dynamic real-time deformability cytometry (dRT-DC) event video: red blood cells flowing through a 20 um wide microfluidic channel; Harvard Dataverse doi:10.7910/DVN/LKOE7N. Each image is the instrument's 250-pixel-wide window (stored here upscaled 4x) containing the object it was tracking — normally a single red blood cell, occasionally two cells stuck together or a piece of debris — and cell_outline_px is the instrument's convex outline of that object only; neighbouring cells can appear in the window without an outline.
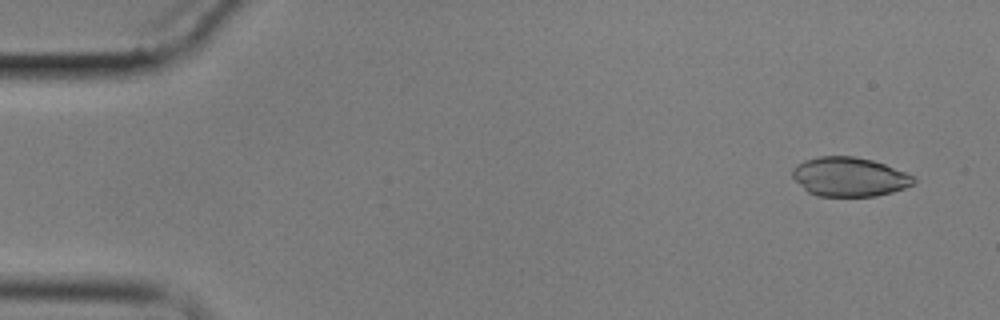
{"species": "common noctule bat (a hibernating species)", "species_latin": "Nyctalus noctula", "temperature_condition": "cold", "stored_images_in_passage": 6, "camera_frame_rate_fps": 3000, "um_per_image_px": 0.085, "animal": {"sex": "male", "body_mass_g": 17.9}, "frame": {"image": 1, "passage_image": 1, "time_ms": 0.0, "image_size_px": [1000, 320], "cell_outline_px": [[916, 180], [912, 184], [904, 188], [892, 192], [876, 196], [816, 196], [808, 192], [792, 176], [792, 168], [796, 164], [804, 160], [820, 156], [856, 156], [872, 160], [884, 164], [904, 172], [912, 176]], "centroid_in_image_um": [72.16, 15.03], "position_along_channel_um": 12.8, "area_um2": 27.57}}
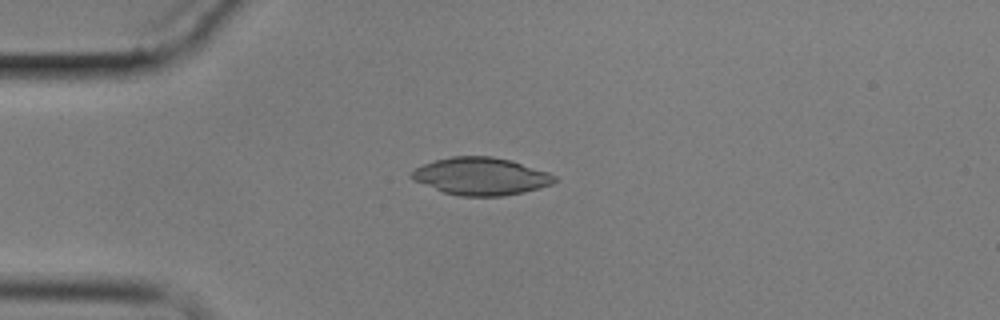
{"frame": {"image": 2, "passage_image": 4, "time_ms": 3.667, "image_size_px": [1000, 320], "cell_outline_px": [[556, 180], [552, 184], [540, 188], [524, 192], [500, 196], [460, 196], [444, 192], [412, 180], [408, 176], [416, 168], [424, 164], [436, 160], [452, 156], [492, 156], [512, 160], [548, 172], [556, 176]], "centroid_in_image_um": [40.89, 14.98], "position_along_channel_um": 44.1, "area_um2": 31.21}}